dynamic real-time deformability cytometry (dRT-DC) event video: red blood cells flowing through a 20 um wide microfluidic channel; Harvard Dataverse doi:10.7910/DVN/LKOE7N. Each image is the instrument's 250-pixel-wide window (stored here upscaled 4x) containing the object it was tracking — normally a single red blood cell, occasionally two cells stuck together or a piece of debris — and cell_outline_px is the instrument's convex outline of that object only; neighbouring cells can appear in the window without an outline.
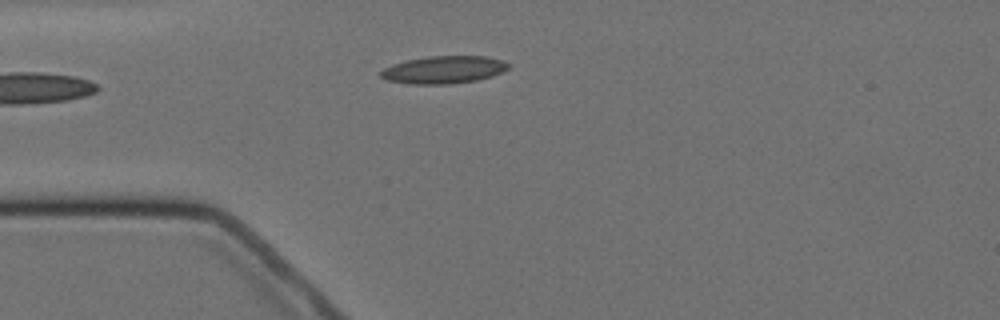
{"species": "Egyptian fruit bat (a non-hibernating species)", "species_latin": "Rousettus aegyptiacus", "temperature_condition": "cold", "stored_images_in_passage": 4, "camera_frame_rate_fps": 3000, "um_per_image_px": 0.085, "animal": {"sex": "female"}, "frame": {"image": 1, "passage_image": 4, "time_ms": 3.333, "image_size_px": [1000, 320], "cell_outline_px": [[512, 64], [504, 72], [492, 76], [476, 80], [448, 84], [412, 84], [384, 80], [380, 76], [380, 72], [384, 68], [392, 64], [408, 60], [428, 56], [488, 56]], "centroid_in_image_um": [37.72, 5.93], "position_along_channel_um": 47.3, "area_um2": 20.58}}